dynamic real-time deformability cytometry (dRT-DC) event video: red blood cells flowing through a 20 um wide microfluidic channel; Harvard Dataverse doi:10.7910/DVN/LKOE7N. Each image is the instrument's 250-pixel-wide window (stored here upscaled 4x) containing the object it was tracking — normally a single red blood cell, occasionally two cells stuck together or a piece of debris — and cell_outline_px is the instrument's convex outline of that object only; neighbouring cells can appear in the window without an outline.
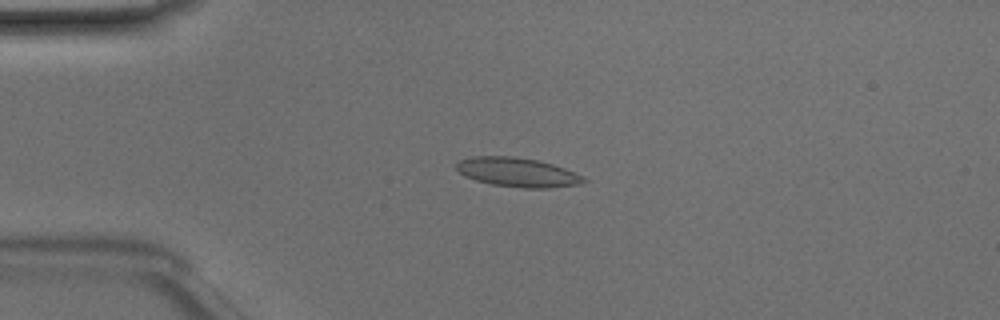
{"species": "Egyptian fruit bat (a non-hibernating species)", "species_latin": "Rousettus aegyptiacus", "temperature_condition": "room temperature", "stored_images_in_passage": 49, "camera_frame_rate_fps": 3000, "um_per_image_px": 0.085, "animal": {"sex": "male"}, "frame": {"image": 1, "passage_image": 12, "time_ms": 3.667, "image_size_px": [1000, 320], "cell_outline_px": [[588, 180], [580, 184], [548, 188], [524, 188], [492, 184], [476, 180], [464, 176], [456, 168], [456, 164], [460, 160], [472, 156], [512, 156], [536, 160], [552, 164], [564, 168], [584, 176]], "centroid_in_image_um": [43.99, 14.64], "position_along_channel_um": 41.0, "area_um2": 21.56}}
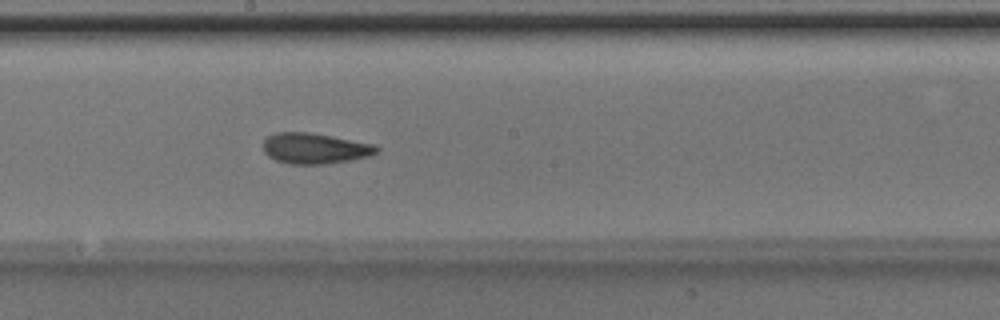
{"frame": {"image": 2, "passage_image": 27, "time_ms": 8.667, "image_size_px": [1000, 320], "cell_outline_px": [[380, 148], [376, 152], [368, 156], [348, 160], [324, 164], [288, 164], [276, 160], [268, 156], [264, 152], [264, 140], [268, 136], [276, 132], [308, 132], [332, 136], [376, 144]], "centroid_in_image_um": [26.75, 12.6], "position_along_channel_um": 221.5, "area_um2": 20.23}}
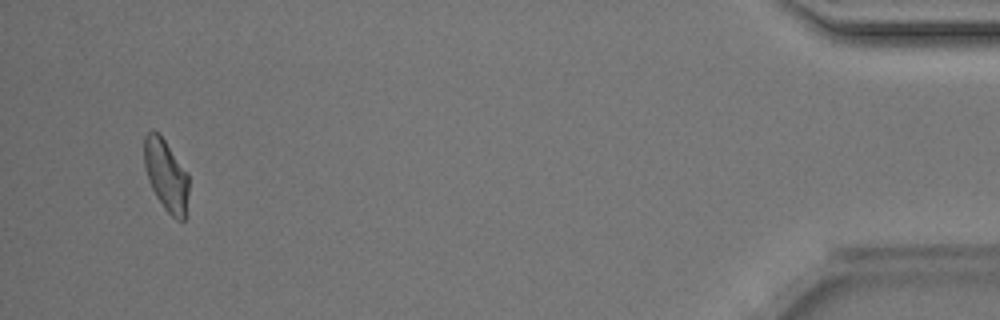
{"frame": {"image": 3, "passage_image": 47, "time_ms": 15.333, "image_size_px": [1000, 320], "cell_outline_px": [[188, 192], [184, 220], [176, 220], [164, 208], [156, 196], [148, 180], [144, 164], [144, 136], [152, 128], [164, 140], [188, 172]], "centroid_in_image_um": [14.11, 14.88], "position_along_channel_um": 421.1, "area_um2": 18.44}, "authors_computed_cell_mechanics": {"area_um2": 19.7676, "velocity_mm_per_s": 4.1483, "shape_relaxation_time_tau1_ms": 3.5655, "shape_relaxation_time_tau2_ms": 2.0034, "deformation_change_tau1": 0.1376, "deformation_change_tau2": 0.0784}}